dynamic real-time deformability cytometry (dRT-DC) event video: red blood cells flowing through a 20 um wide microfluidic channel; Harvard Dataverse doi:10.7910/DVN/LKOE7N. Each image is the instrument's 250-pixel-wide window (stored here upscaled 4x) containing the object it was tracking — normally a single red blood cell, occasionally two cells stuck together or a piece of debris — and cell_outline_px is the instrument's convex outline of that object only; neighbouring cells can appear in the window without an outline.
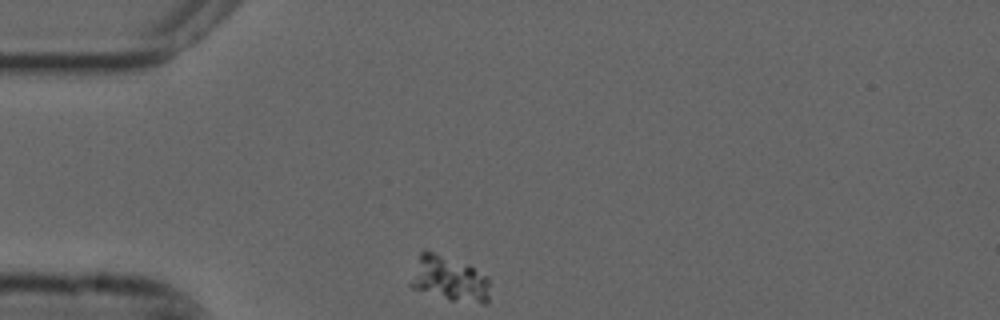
{"species": "common noctule bat (a hibernating species)", "species_latin": "Nyctalus noctula", "temperature_condition": "cold", "stored_images_in_passage": 44, "camera_frame_rate_fps": 3000, "um_per_image_px": 0.085, "animal": {"sex": "male", "forearm_length_mm": 52.5}, "frame": {"image": 1, "passage_image": 1, "time_ms": 0.0, "image_size_px": [1000, 320], "cell_outline_px": [[488, 304], [484, 304], [448, 300], [412, 288], [408, 284], [420, 252], [424, 248], [468, 264], [488, 276]], "centroid_in_image_um": [38.16, 23.69], "position_along_channel_um": 46.8, "area_um2": 21.21}}
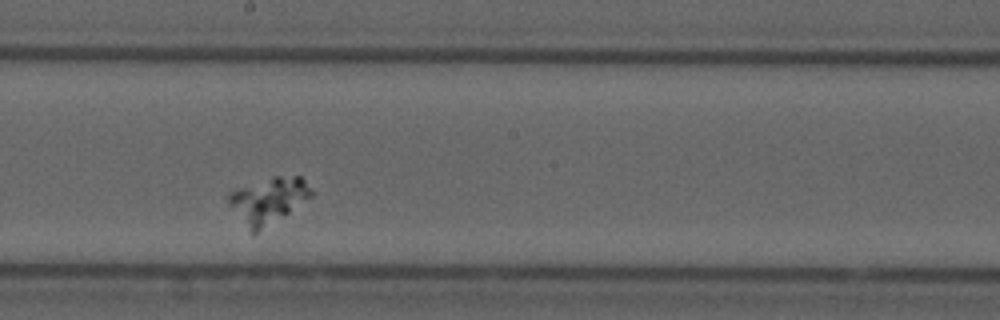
{"frame": {"image": 2, "passage_image": 18, "time_ms": 5.667, "image_size_px": [1000, 320], "cell_outline_px": [[312, 196], [252, 236], [228, 204], [228, 196], [232, 192], [240, 188], [272, 176], [300, 176], [304, 180], [312, 192]], "centroid_in_image_um": [22.77, 17.05], "position_along_channel_um": 225.4, "area_um2": 21.62}}
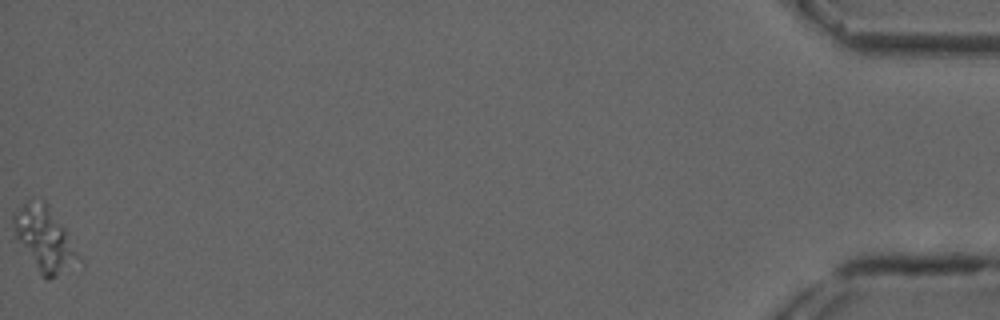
{"frame": {"image": 3, "passage_image": 44, "time_ms": 14.333, "image_size_px": [1000, 320], "cell_outline_px": [[84, 268], [48, 280], [44, 280], [16, 236], [12, 220], [12, 216], [28, 200], [44, 200], [64, 228], [84, 260]], "centroid_in_image_um": [3.91, 20.44], "position_along_channel_um": 431.3, "area_um2": 24.8}}